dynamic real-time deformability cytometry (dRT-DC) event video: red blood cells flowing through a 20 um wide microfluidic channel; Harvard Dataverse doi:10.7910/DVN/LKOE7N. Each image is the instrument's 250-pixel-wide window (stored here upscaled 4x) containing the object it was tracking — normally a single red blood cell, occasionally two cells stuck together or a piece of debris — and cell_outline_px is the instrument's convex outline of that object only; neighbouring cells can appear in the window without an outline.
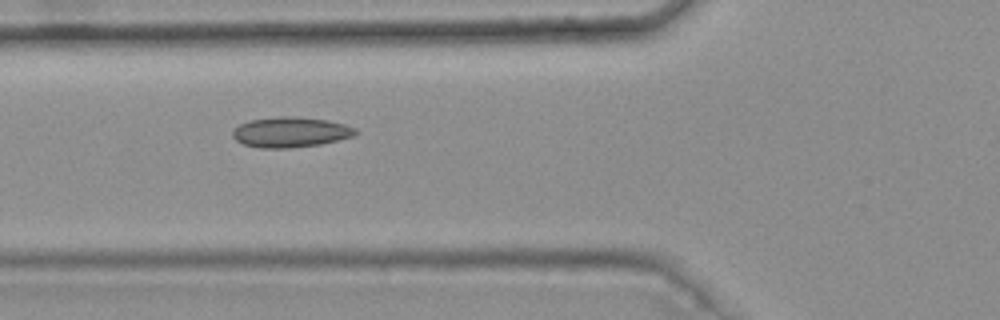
{"species": "common noctule bat (a hibernating species)", "species_latin": "Nyctalus noctula", "temperature_condition": "warm", "stored_images_in_passage": 6, "camera_frame_rate_fps": 3000, "um_per_image_px": 0.085, "animal": {"sex": "female", "body_mass_g": 25.1}, "frame": {"image": 1, "passage_image": 5, "time_ms": 1.333, "image_size_px": [1000, 320], "cell_outline_px": [[360, 132], [356, 136], [320, 144], [288, 148], [260, 148], [244, 144], [236, 140], [232, 136], [232, 128], [240, 124], [252, 120], [276, 116], [292, 116], [328, 120], [344, 124], [356, 128]], "centroid_in_image_um": [24.72, 11.23], "position_along_channel_um": 101.1, "area_um2": 21.85}}
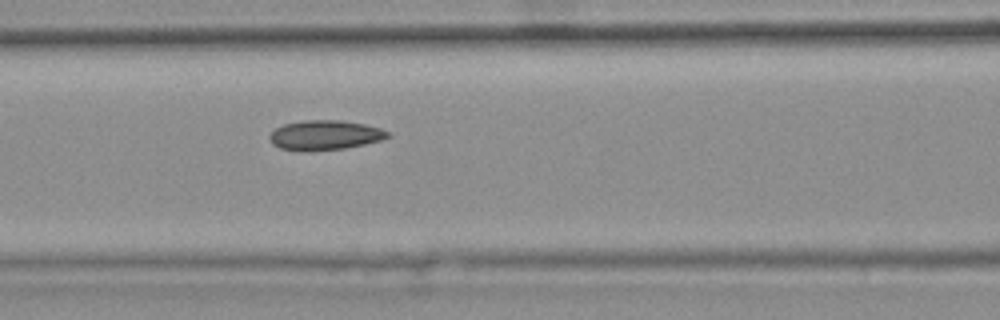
{"frame": {"image": 2, "passage_image": 6, "time_ms": 1.667, "image_size_px": [1000, 320], "cell_outline_px": [[392, 136], [380, 140], [364, 144], [344, 148], [280, 148], [272, 144], [268, 136], [276, 128], [284, 124], [300, 120], [340, 120], [364, 124], [380, 128], [392, 132]], "centroid_in_image_um": [27.68, 11.43], "position_along_channel_um": 138.9, "area_um2": 19.71}}